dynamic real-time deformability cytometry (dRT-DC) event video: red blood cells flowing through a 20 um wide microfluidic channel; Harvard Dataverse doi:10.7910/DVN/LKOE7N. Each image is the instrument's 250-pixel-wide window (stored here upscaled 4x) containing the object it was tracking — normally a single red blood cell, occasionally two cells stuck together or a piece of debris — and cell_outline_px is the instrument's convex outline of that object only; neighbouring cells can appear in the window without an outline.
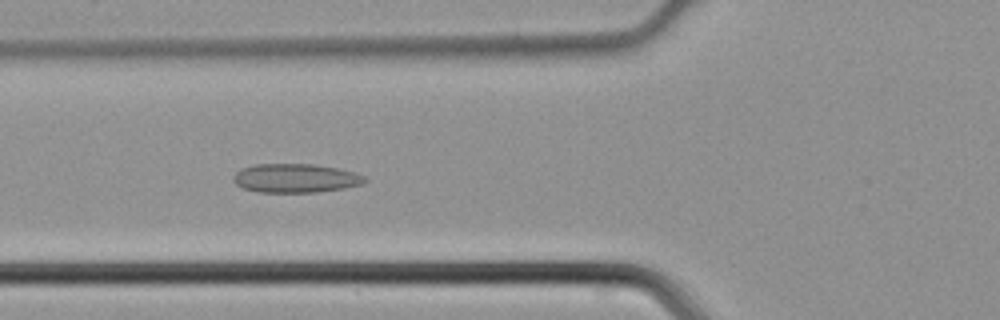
{"species": "common noctule bat (a hibernating species)", "species_latin": "Nyctalus noctula", "temperature_condition": "cold", "stored_images_in_passage": 38, "camera_frame_rate_fps": 3000, "um_per_image_px": 0.085, "animal": {"sex": "male", "body_mass_g": 21.5, "forearm_length_mm": 52.0}, "frame": {"image": 1, "passage_image": 10, "time_ms": 3.0, "image_size_px": [1000, 320], "cell_outline_px": [[368, 180], [364, 184], [344, 188], [316, 192], [256, 192], [244, 188], [236, 184], [232, 180], [232, 176], [240, 168], [256, 164], [312, 164], [336, 168], [356, 172], [364, 176]], "centroid_in_image_um": [25.11, 15.14], "position_along_channel_um": 100.7, "area_um2": 22.25}}
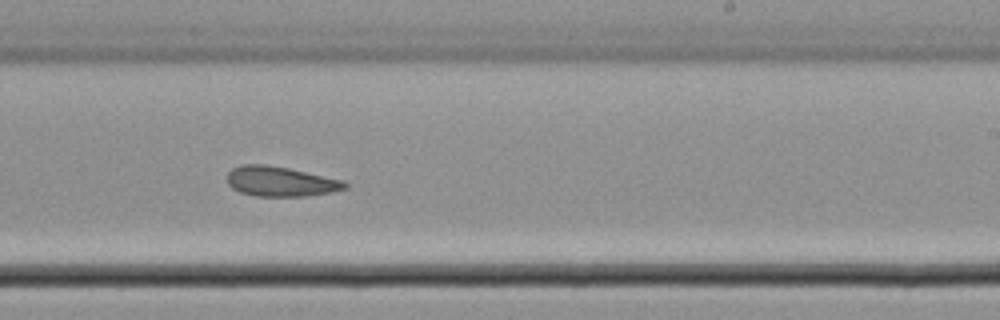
{"frame": {"image": 2, "passage_image": 21, "time_ms": 6.667, "image_size_px": [1000, 320], "cell_outline_px": [[348, 188], [332, 192], [304, 196], [256, 196], [240, 192], [232, 188], [228, 184], [228, 172], [232, 168], [244, 164], [264, 164], [288, 168], [344, 180], [348, 184]], "centroid_in_image_um": [23.86, 15.42], "position_along_channel_um": 265.1, "area_um2": 20.52}}
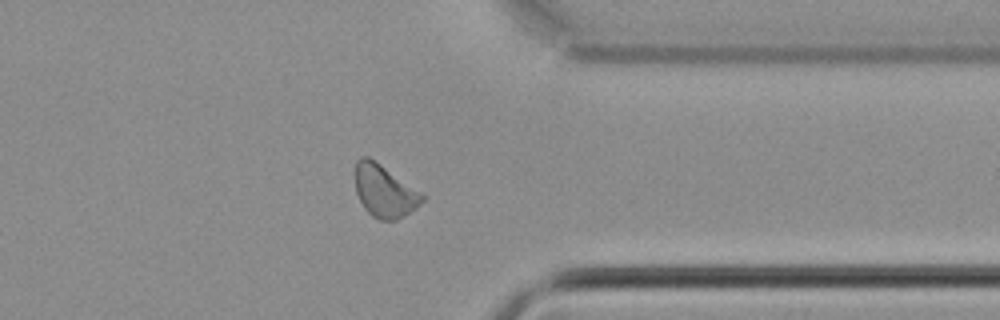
{"frame": {"image": 3, "passage_image": 29, "time_ms": 9.333, "image_size_px": [1000, 320], "cell_outline_px": [[424, 200], [416, 208], [404, 216], [396, 220], [380, 220], [372, 216], [364, 208], [356, 192], [356, 160], [360, 156], [368, 156], [380, 164], [420, 192], [424, 196]], "centroid_in_image_um": [32.66, 16.25], "position_along_channel_um": 378.7, "area_um2": 20.11}}